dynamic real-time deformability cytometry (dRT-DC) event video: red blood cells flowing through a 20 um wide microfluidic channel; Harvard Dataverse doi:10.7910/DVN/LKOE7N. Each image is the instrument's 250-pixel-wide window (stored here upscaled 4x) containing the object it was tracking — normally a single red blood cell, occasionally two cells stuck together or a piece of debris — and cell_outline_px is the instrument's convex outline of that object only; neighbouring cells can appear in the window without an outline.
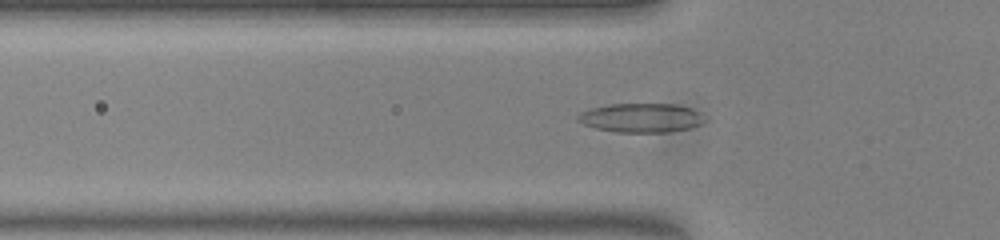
{"species": "common noctule bat (a hibernating species)", "species_latin": "Nyctalus noctula", "temperature_condition": "warm", "stored_images_in_passage": 53, "camera_frame_rate_fps": 3000, "um_per_image_px": 0.085, "animal": {"sex": "female", "body_mass_g": 23.0, "forearm_length_mm": 53.4}, "frame": {"image": 1, "passage_image": 17, "time_ms": 5.333, "image_size_px": [1000, 240], "cell_outline_px": [[708, 120], [700, 124], [688, 128], [668, 132], [616, 132], [596, 128], [584, 124], [576, 120], [576, 116], [580, 112], [592, 108], [608, 104], [676, 104], [692, 108]], "centroid_in_image_um": [54.49, 10.01], "position_along_channel_um": 71.3, "area_um2": 21.5}}
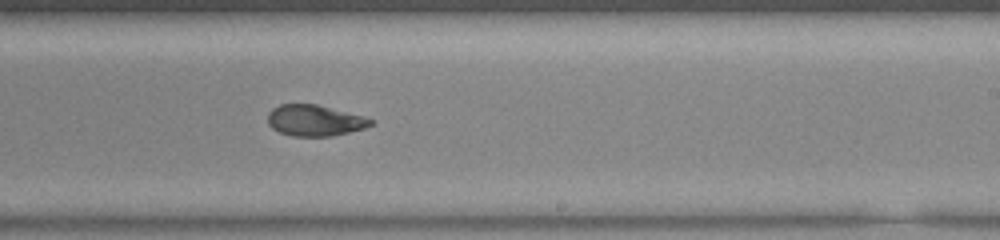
{"frame": {"image": 2, "passage_image": 32, "time_ms": 10.333, "image_size_px": [1000, 240], "cell_outline_px": [[372, 124], [364, 128], [332, 136], [292, 136], [280, 132], [272, 128], [268, 124], [268, 112], [272, 108], [280, 104], [316, 104], [364, 116], [372, 120]], "centroid_in_image_um": [26.71, 10.23], "position_along_channel_um": 262.3, "area_um2": 18.55}}
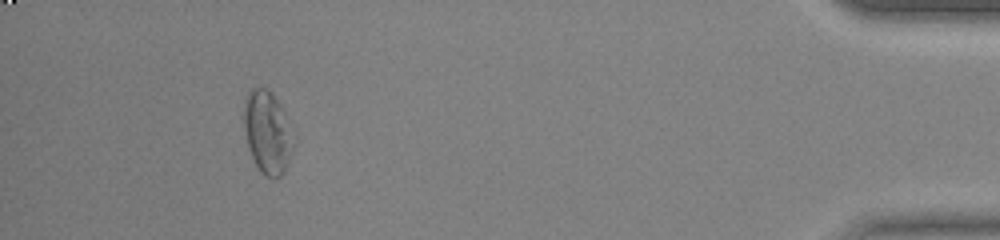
{"frame": {"image": 3, "passage_image": 49, "time_ms": 16.0, "image_size_px": [1000, 240], "cell_outline_px": [[296, 144], [288, 164], [284, 172], [276, 180], [272, 180], [264, 176], [260, 172], [252, 156], [248, 144], [244, 128], [244, 100], [248, 92], [252, 88], [268, 88], [272, 92], [284, 108], [296, 128]], "centroid_in_image_um": [22.83, 11.25], "position_along_channel_um": 412.4, "area_um2": 25.14}, "authors_computed_cell_mechanics": {"area_um2": 21.2126, "velocity_mm_per_s": 3.8079, "shape_relaxation_time_tau1_ms": null, "shape_relaxation_time_tau2_ms": 2.908, "deformation_change_tau1": null, "deformation_change_tau2": 0.0922}}